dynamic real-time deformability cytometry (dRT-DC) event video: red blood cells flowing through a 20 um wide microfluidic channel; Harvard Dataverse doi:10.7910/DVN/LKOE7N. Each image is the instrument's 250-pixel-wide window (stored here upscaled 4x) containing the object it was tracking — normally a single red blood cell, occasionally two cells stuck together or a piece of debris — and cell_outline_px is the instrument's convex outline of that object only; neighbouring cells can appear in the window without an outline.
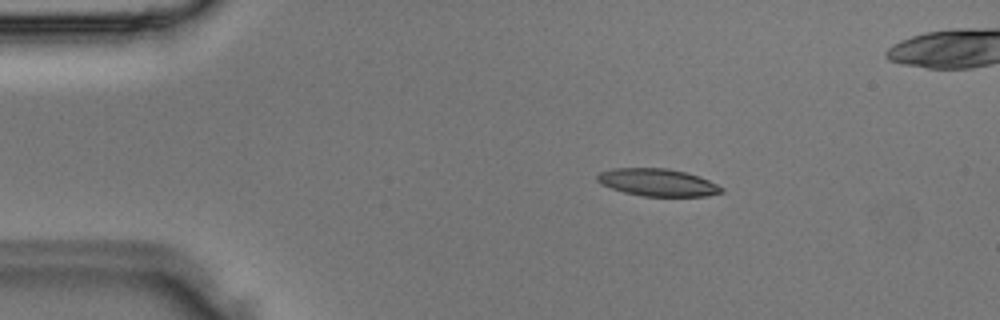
{"species": "Egyptian fruit bat (a non-hibernating species)", "species_latin": "Rousettus aegyptiacus", "temperature_condition": "room temperature", "stored_images_in_passage": 3, "camera_frame_rate_fps": 3000, "um_per_image_px": 0.085, "animal": {"sex": "male"}, "frame": {"image": 1, "passage_image": 1, "time_ms": 0.0, "image_size_px": [1000, 320], "cell_outline_px": [[724, 192], [704, 196], [644, 196], [624, 192], [600, 184], [596, 180], [596, 176], [600, 172], [612, 168], [668, 168], [700, 176], [724, 188]], "centroid_in_image_um": [55.88, 15.5], "position_along_channel_um": 29.1, "area_um2": 19.83}}